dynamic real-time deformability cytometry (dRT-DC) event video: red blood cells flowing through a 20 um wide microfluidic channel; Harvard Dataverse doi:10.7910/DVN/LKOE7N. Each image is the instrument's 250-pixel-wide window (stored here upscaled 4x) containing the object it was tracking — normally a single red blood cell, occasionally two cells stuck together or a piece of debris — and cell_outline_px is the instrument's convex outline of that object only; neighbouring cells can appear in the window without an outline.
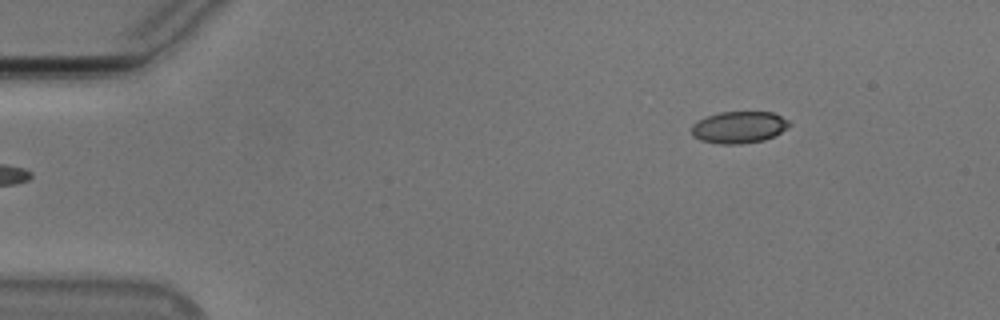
{"species": "Egyptian fruit bat (a non-hibernating species)", "species_latin": "Rousettus aegyptiacus", "temperature_condition": "cold", "stored_images_in_passage": 48, "camera_frame_rate_fps": 3000, "um_per_image_px": 0.085, "animal": {"sex": "male"}, "frame": {"image": 1, "passage_image": 1, "time_ms": 0.0, "image_size_px": [1000, 320], "cell_outline_px": [[792, 124], [780, 132], [764, 140], [740, 144], [720, 144], [700, 140], [692, 136], [692, 124], [708, 116], [720, 112], [772, 112], [788, 120]], "centroid_in_image_um": [62.8, 10.82], "position_along_channel_um": 22.2, "area_um2": 17.98}}
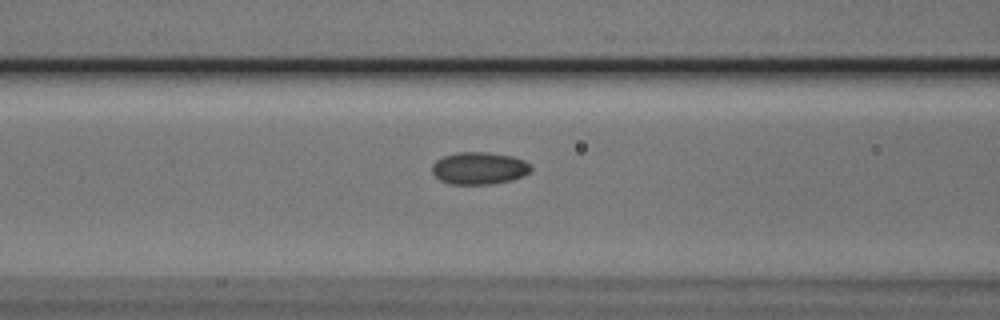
{"frame": {"image": 2, "passage_image": 16, "time_ms": 5.0, "image_size_px": [1000, 320], "cell_outline_px": [[532, 168], [528, 172], [512, 180], [488, 184], [452, 184], [440, 180], [432, 172], [432, 164], [436, 160], [444, 156], [456, 152], [488, 152], [512, 156], [524, 160], [532, 164]], "centroid_in_image_um": [40.72, 14.28], "position_along_channel_um": 125.9, "area_um2": 18.55}}
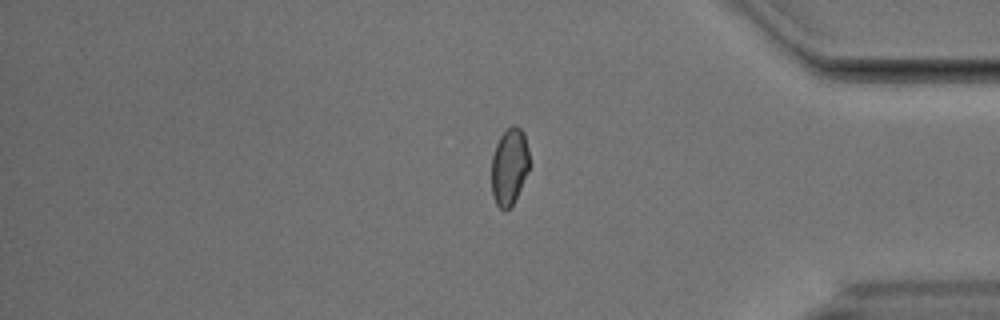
{"frame": {"image": 3, "passage_image": 39, "time_ms": 12.667, "image_size_px": [1000, 320], "cell_outline_px": [[528, 172], [512, 204], [508, 208], [500, 208], [496, 204], [492, 196], [492, 156], [496, 144], [500, 136], [512, 124], [520, 128], [524, 132], [528, 148]], "centroid_in_image_um": [43.28, 14.12], "position_along_channel_um": 391.9, "area_um2": 16.7}, "authors_computed_cell_mechanics": {"area_um2": 17.9758, "velocity_mm_per_s": 3.7682, "shape_relaxation_time_tau1_ms": 6.5576, "shape_relaxation_time_tau2_ms": 1.0448, "deformation_change_tau1": 0.126, "deformation_change_tau2": 0.0349}}